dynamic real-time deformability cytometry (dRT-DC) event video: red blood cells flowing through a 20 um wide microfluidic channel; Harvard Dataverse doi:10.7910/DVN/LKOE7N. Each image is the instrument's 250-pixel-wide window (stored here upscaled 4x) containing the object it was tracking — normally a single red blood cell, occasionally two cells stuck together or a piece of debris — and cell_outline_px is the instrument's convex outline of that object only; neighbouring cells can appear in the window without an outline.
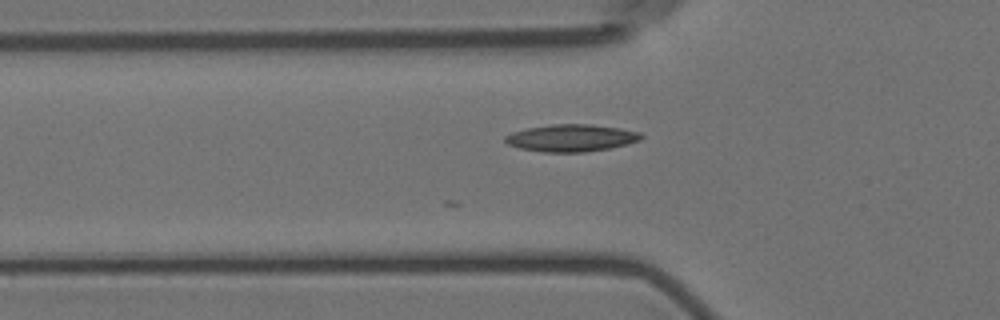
{"species": "Egyptian fruit bat (a non-hibernating species)", "species_latin": "Rousettus aegyptiacus", "temperature_condition": "room temperature", "stored_images_in_passage": 4, "camera_frame_rate_fps": 3000, "um_per_image_px": 0.085, "animal": {"sex": "female"}, "frame": {"image": 1, "passage_image": 4, "time_ms": 3.333, "image_size_px": [1000, 320], "cell_outline_px": [[644, 136], [640, 140], [628, 144], [612, 148], [584, 152], [544, 152], [520, 148], [508, 144], [504, 140], [504, 136], [512, 132], [528, 128], [552, 124], [592, 124], [620, 128], [640, 132]], "centroid_in_image_um": [48.59, 11.72], "position_along_channel_um": 77.2, "area_um2": 21.62}}